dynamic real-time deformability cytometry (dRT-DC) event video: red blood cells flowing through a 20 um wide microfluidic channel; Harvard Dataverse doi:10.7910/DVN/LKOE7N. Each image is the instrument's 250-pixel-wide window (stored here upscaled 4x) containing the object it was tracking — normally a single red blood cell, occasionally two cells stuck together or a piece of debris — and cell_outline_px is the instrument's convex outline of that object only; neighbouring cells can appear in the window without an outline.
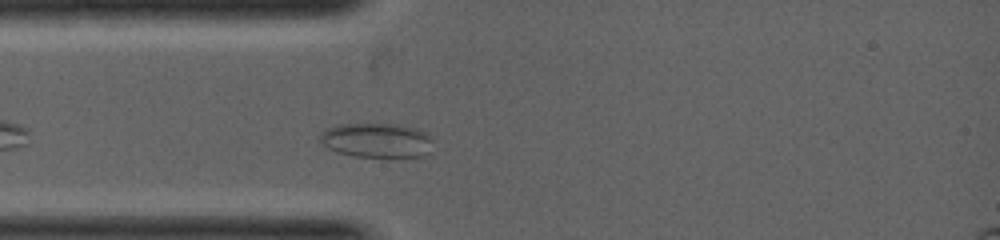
{"species": "common noctule bat (a hibernating species)", "species_latin": "Nyctalus noctula", "temperature_condition": "warm", "stored_images_in_passage": 2, "camera_frame_rate_fps": 5000, "um_per_image_px": 0.085, "animal": {"sex": "female", "body_mass_g": 19.0, "forearm_length_mm": 53.3}, "frame": {"image": 1, "passage_image": 2, "time_ms": 0.4, "image_size_px": [1000, 240], "cell_outline_px": [[428, 140], [420, 156], [352, 156], [336, 152], [328, 148], [320, 140], [320, 136], [328, 128], [340, 124], [404, 124], [424, 132]], "centroid_in_image_um": [31.87, 11.9], "position_along_channel_um": 53.1, "area_um2": 21.68}}